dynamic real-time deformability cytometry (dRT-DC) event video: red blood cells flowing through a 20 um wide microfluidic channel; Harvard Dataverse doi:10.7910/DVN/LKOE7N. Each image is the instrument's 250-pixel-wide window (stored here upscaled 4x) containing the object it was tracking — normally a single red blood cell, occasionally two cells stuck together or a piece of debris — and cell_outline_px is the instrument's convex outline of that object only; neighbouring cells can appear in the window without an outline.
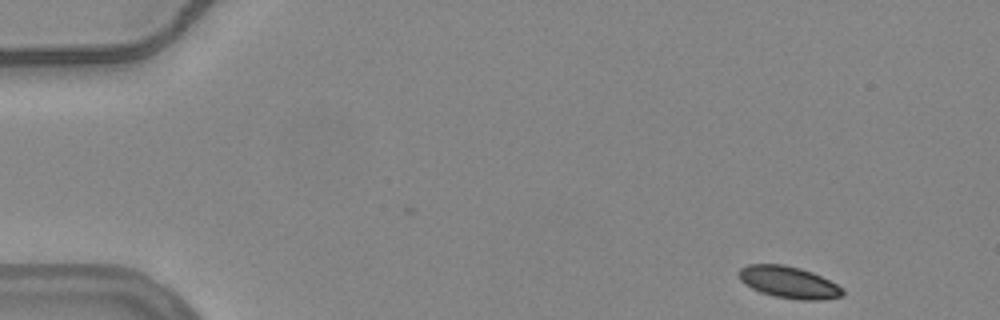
{"species": "common noctule bat (a hibernating species)", "species_latin": "Nyctalus noctula", "temperature_condition": "warm", "stored_images_in_passage": 49, "camera_frame_rate_fps": 3000, "um_per_image_px": 0.085, "animal": {"sex": "female", "body_mass_g": 24.6, "forearm_length_mm": 56.2}, "frame": {"image": 1, "passage_image": 1, "time_ms": 0.0, "image_size_px": [1000, 320], "cell_outline_px": [[844, 296], [820, 300], [800, 300], [772, 296], [760, 292], [744, 284], [740, 280], [736, 272], [740, 268], [748, 264], [784, 264], [800, 268], [812, 272], [844, 288]], "centroid_in_image_um": [67.02, 23.99], "position_along_channel_um": 18.0, "area_um2": 19.48}}
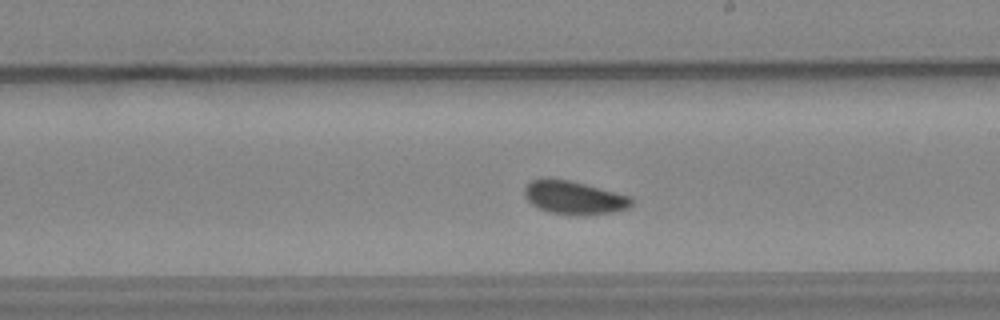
{"frame": {"image": 2, "passage_image": 28, "time_ms": 9.0, "image_size_px": [1000, 320], "cell_outline_px": [[632, 204], [628, 208], [612, 212], [584, 216], [576, 216], [552, 212], [540, 208], [532, 204], [524, 196], [524, 188], [532, 180], [540, 176], [544, 176], [568, 180], [632, 196]], "centroid_in_image_um": [48.78, 16.78], "position_along_channel_um": 240.2, "area_um2": 20.98}}
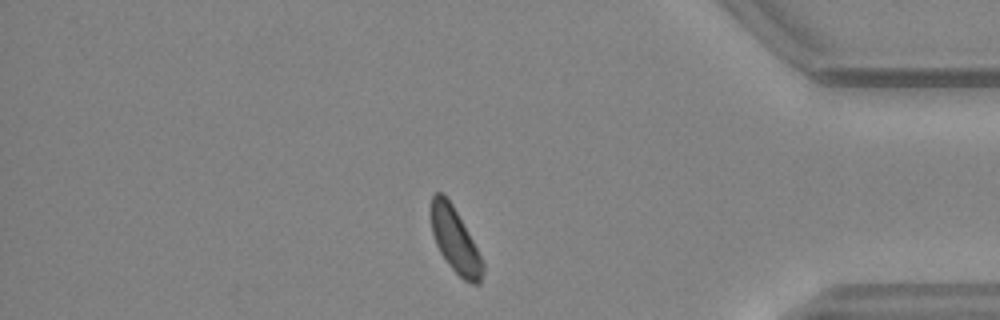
{"frame": {"image": 3, "passage_image": 43, "time_ms": 14.0, "image_size_px": [1000, 320], "cell_outline_px": [[484, 268], [480, 284], [472, 284], [464, 280], [448, 264], [440, 252], [436, 244], [432, 232], [428, 216], [428, 212], [432, 196], [436, 192], [444, 192], [452, 204], [468, 232], [484, 264]], "centroid_in_image_um": [38.63, 20.37], "position_along_channel_um": 396.6, "area_um2": 19.65}}